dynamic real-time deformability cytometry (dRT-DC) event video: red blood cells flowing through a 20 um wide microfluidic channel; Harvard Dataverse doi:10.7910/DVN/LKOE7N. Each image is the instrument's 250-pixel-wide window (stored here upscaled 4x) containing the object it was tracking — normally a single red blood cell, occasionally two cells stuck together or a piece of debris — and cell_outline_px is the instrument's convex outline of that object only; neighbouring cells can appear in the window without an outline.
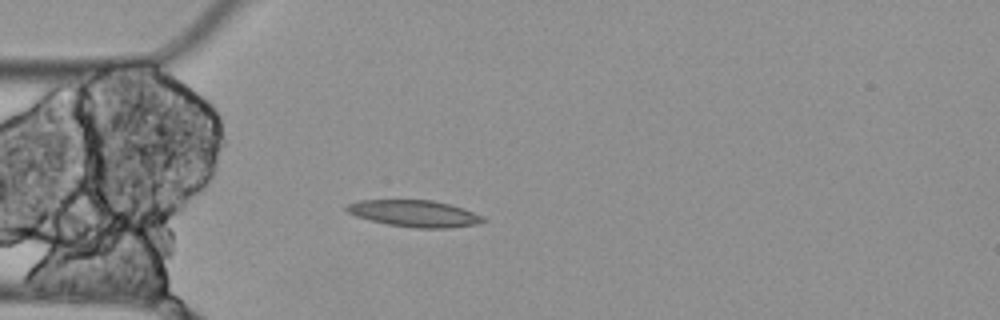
{"species": "Egyptian fruit bat (a non-hibernating species)", "species_latin": "Rousettus aegyptiacus", "temperature_condition": "cold", "stored_images_in_passage": 4, "camera_frame_rate_fps": 3000, "um_per_image_px": 0.085, "animal": {"sex": "female"}, "frame": {"image": 1, "passage_image": 4, "time_ms": 1.0, "image_size_px": [1000, 320], "cell_outline_px": [[484, 220], [476, 224], [448, 228], [416, 228], [388, 224], [368, 220], [356, 216], [348, 212], [344, 208], [348, 204], [360, 200], [432, 200], [464, 208], [484, 216]], "centroid_in_image_um": [35.21, 18.14], "position_along_channel_um": 49.8, "area_um2": 21.1}}